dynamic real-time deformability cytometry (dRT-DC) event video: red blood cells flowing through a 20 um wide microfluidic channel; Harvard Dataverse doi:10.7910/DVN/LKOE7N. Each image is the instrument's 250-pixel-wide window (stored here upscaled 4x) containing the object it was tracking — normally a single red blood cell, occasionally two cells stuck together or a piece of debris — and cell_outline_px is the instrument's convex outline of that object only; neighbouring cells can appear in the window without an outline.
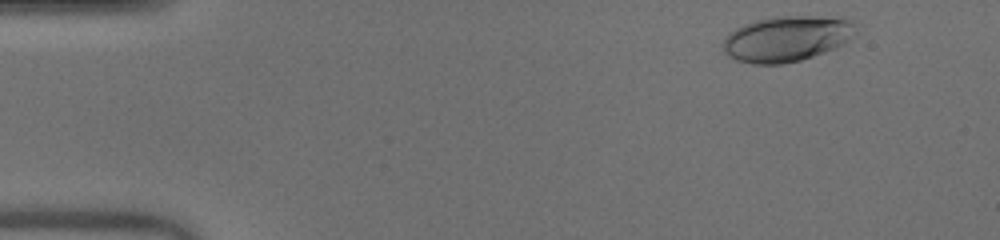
{"species": "human", "species_latin": "Homo sapiens", "temperature_condition": "warm", "stored_images_in_passage": 39, "camera_frame_rate_fps": 3000, "um_per_image_px": 0.085, "donor": {"sex": "male"}, "frame": {"image": 1, "passage_image": 2, "time_ms": 0.333, "image_size_px": [1000, 240], "cell_outline_px": [[860, 24], [856, 32], [848, 40], [824, 52], [800, 60], [784, 64], [752, 64], [736, 60], [728, 56], [724, 52], [724, 40], [728, 32], [744, 24], [756, 20], [776, 16], [844, 16]], "centroid_in_image_um": [66.92, 3.26], "position_along_channel_um": 18.1, "area_um2": 35.66}}
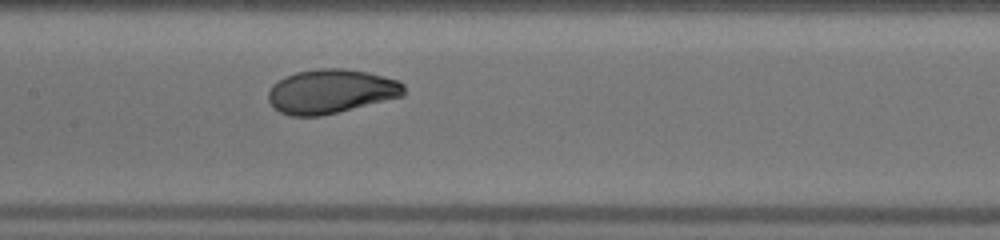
{"frame": {"image": 2, "passage_image": 22, "time_ms": 7.0, "image_size_px": [1000, 240], "cell_outline_px": [[404, 96], [320, 116], [288, 116], [280, 112], [268, 100], [268, 92], [272, 84], [284, 76], [296, 72], [320, 68], [344, 68], [368, 72], [384, 76], [396, 80], [404, 84]], "centroid_in_image_um": [28.11, 7.76], "position_along_channel_um": 179.3, "area_um2": 34.91}}
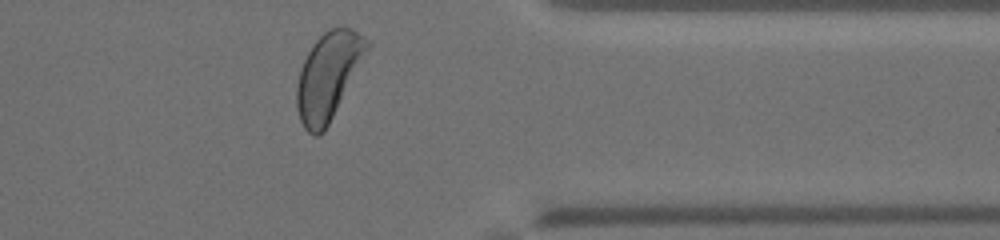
{"frame": {"image": 3, "passage_image": 38, "time_ms": 12.333, "image_size_px": [1000, 240], "cell_outline_px": [[372, 44], [324, 132], [316, 136], [312, 136], [304, 128], [300, 120], [296, 108], [296, 88], [300, 68], [312, 44], [328, 28], [344, 24], [352, 28], [372, 40]], "centroid_in_image_um": [27.92, 6.4], "position_along_channel_um": 383.5, "area_um2": 36.01}, "authors_computed_cell_mechanics": {"area_um2": 34.7956, "velocity_mm_per_s": 4.0316, "shape_relaxation_time_tau1_ms": 2.6895, "shape_relaxation_time_tau2_ms": null, "deformation_change_tau1": 0.1552, "deformation_change_tau2": null}}